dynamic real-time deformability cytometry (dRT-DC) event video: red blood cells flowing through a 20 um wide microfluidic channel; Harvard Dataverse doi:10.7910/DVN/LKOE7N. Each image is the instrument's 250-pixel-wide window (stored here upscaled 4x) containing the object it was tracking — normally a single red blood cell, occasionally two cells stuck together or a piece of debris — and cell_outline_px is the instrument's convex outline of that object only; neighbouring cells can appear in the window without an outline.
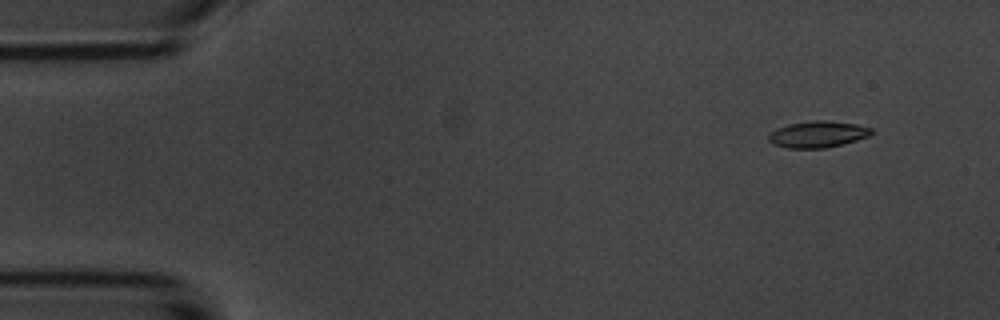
{"species": "common noctule bat (a hibernating species)", "species_latin": "Nyctalus noctula", "temperature_condition": "room temperature", "stored_images_in_passage": 4, "camera_frame_rate_fps": 3000, "um_per_image_px": 0.085, "animal": {"sex": "male", "body_mass_g": 20.1, "forearm_length_mm": 53.5}, "frame": {"image": 1, "passage_image": 2, "time_ms": 1.0, "image_size_px": [1000, 320], "cell_outline_px": [[876, 132], [868, 136], [856, 140], [824, 148], [788, 148], [776, 144], [768, 140], [768, 136], [776, 128], [788, 124], [816, 120], [824, 120], [856, 124], [872, 128]], "centroid_in_image_um": [69.53, 11.4], "position_along_channel_um": 15.5, "area_um2": 15.66}}